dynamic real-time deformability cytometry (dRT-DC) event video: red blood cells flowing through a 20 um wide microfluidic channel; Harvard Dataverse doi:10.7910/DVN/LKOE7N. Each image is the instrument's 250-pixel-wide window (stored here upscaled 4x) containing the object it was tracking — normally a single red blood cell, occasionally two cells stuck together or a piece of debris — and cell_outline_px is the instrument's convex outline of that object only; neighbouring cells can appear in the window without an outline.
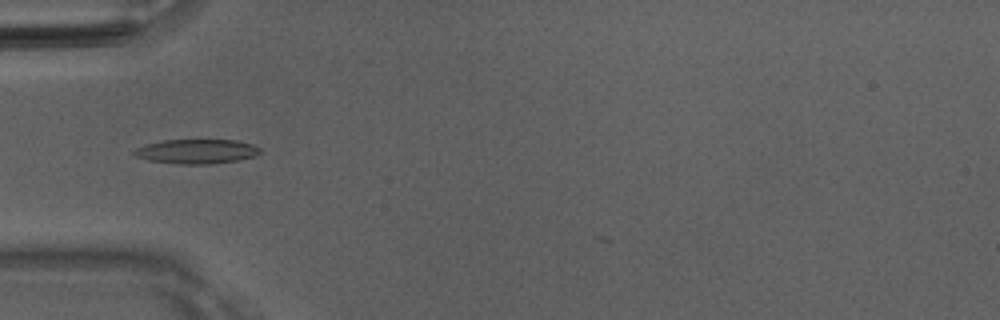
{"species": "Egyptian fruit bat (a non-hibernating species)", "species_latin": "Rousettus aegyptiacus", "temperature_condition": "room temperature", "stored_images_in_passage": 6, "camera_frame_rate_fps": 3000, "um_per_image_px": 0.085, "animal": {"sex": "male"}, "frame": {"image": 1, "passage_image": 4, "time_ms": 1.0, "image_size_px": [1000, 320], "cell_outline_px": [[264, 152], [256, 156], [236, 160], [212, 164], [180, 164], [148, 160], [136, 156], [132, 152], [136, 148], [148, 144], [164, 140], [236, 140], [252, 144], [260, 148]], "centroid_in_image_um": [16.76, 12.87], "position_along_channel_um": 68.2, "area_um2": 17.92}}